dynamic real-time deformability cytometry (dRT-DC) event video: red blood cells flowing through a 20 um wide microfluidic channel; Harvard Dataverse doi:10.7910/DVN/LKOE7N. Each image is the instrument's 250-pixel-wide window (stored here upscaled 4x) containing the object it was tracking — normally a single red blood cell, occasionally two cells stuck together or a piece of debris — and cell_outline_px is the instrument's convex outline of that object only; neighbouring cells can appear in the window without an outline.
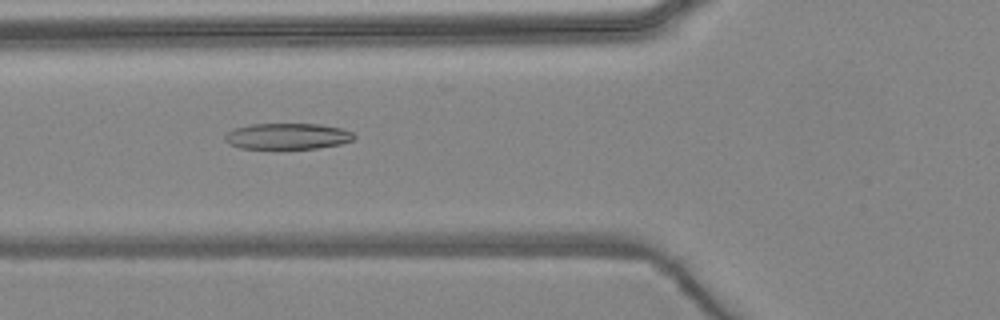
{"species": "common noctule bat (a hibernating species)", "species_latin": "Nyctalus noctula", "temperature_condition": "warm", "stored_images_in_passage": 6, "camera_frame_rate_fps": 3000, "um_per_image_px": 0.085, "animal": {"sex": "female", "body_mass_g": 24.6, "forearm_length_mm": 56.2}, "frame": {"image": 1, "passage_image": 6, "time_ms": 5.667, "image_size_px": [1000, 320], "cell_outline_px": [[356, 136], [352, 140], [340, 144], [316, 148], [240, 148], [228, 144], [224, 140], [224, 136], [228, 132], [236, 128], [252, 124], [320, 124], [340, 128], [352, 132]], "centroid_in_image_um": [24.42, 11.58], "position_along_channel_um": 101.4, "area_um2": 19.42}}